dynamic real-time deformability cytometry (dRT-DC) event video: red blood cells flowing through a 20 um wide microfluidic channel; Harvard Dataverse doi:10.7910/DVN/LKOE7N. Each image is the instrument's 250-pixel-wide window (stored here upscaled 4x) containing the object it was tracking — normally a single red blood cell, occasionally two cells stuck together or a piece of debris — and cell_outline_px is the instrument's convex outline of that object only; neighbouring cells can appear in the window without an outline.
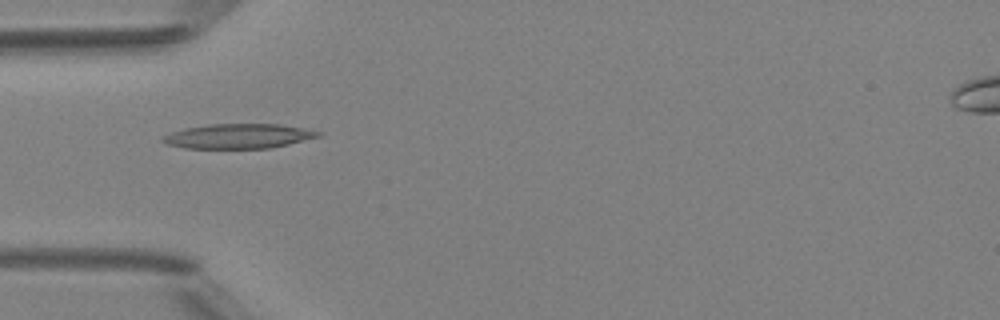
{"species": "Egyptian fruit bat (a non-hibernating species)", "species_latin": "Rousettus aegyptiacus", "temperature_condition": "room temperature", "stored_images_in_passage": 5, "camera_frame_rate_fps": 3000, "um_per_image_px": 0.085, "animal": {"sex": "female"}, "frame": {"image": 1, "passage_image": 5, "time_ms": 5.0, "image_size_px": [1000, 320], "cell_outline_px": [[324, 132], [320, 136], [272, 148], [184, 148], [168, 144], [160, 140], [164, 136], [172, 132], [184, 128], [208, 124], [280, 124]], "centroid_in_image_um": [20.27, 11.57], "position_along_channel_um": 64.7, "area_um2": 22.25}}